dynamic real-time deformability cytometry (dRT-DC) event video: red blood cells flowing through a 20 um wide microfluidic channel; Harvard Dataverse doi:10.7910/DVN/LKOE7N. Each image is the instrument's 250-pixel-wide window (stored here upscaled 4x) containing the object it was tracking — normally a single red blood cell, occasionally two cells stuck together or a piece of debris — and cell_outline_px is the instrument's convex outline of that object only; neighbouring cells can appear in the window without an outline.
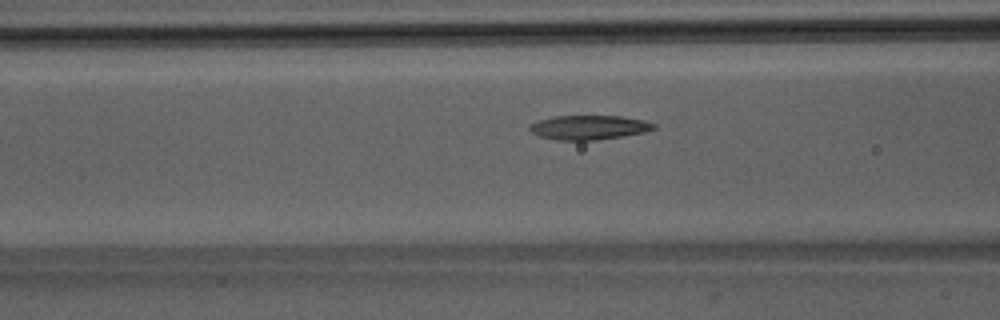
{"species": "Egyptian fruit bat (a non-hibernating species)", "species_latin": "Rousettus aegyptiacus", "temperature_condition": "room temperature", "stored_images_in_passage": 31, "camera_frame_rate_fps": 3000, "um_per_image_px": 0.085, "animal": {"sex": "male"}, "frame": {"image": 1, "passage_image": 7, "time_ms": 2.0, "image_size_px": [1000, 320], "cell_outline_px": [[656, 128], [644, 132], [596, 140], [556, 140], [540, 136], [532, 132], [528, 128], [528, 124], [536, 120], [552, 116], [620, 116], [644, 120], [656, 124]], "centroid_in_image_um": [50.0, 10.82], "position_along_channel_um": 116.6, "area_um2": 17.63}}
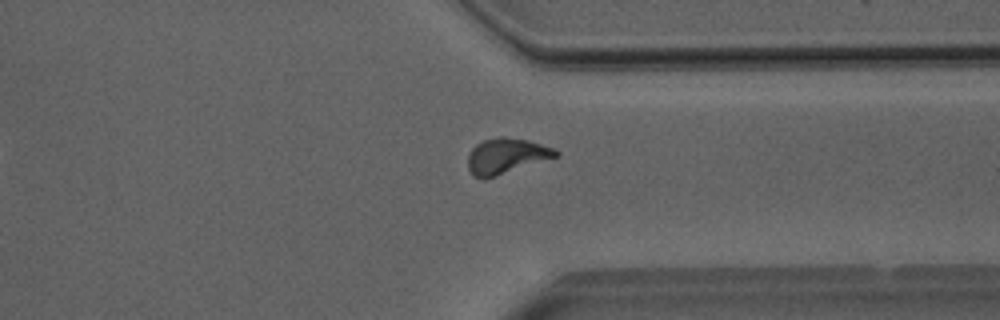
{"frame": {"image": 2, "passage_image": 26, "time_ms": 8.333, "image_size_px": [1000, 320], "cell_outline_px": [[560, 156], [484, 180], [476, 176], [468, 168], [468, 156], [472, 148], [476, 144], [484, 140], [500, 136], [504, 136], [528, 140], [556, 148], [560, 152]], "centroid_in_image_um": [43.08, 13.25], "position_along_channel_um": 368.3, "area_um2": 18.38}}
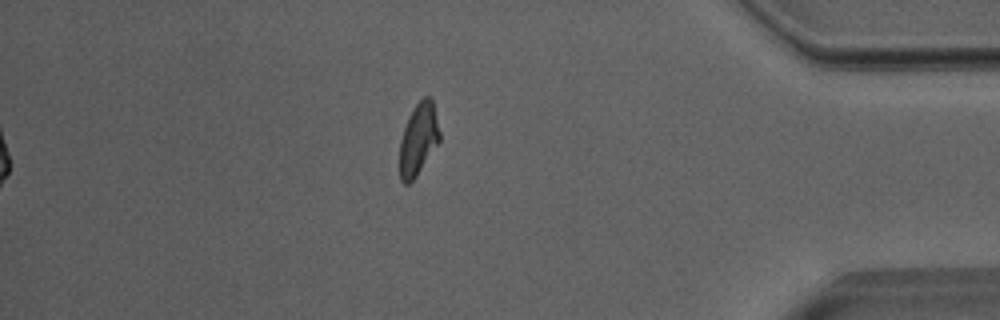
{"frame": {"image": 3, "passage_image": 31, "time_ms": 10.0, "image_size_px": [1000, 320], "cell_outline_px": [[440, 140], [416, 176], [408, 184], [404, 184], [400, 180], [400, 140], [408, 116], [416, 104], [424, 96], [428, 96], [432, 100], [440, 132]], "centroid_in_image_um": [35.55, 11.83], "position_along_channel_um": 399.6, "area_um2": 16.53}, "authors_computed_cell_mechanics": {"area_um2": 17.5712, "velocity_mm_per_s": 3.9863, "shape_relaxation_time_tau1_ms": 5.3423, "shape_relaxation_time_tau2_ms": 2.9903, "deformation_change_tau1": 0.1913, "deformation_change_tau2": 0.1042}}